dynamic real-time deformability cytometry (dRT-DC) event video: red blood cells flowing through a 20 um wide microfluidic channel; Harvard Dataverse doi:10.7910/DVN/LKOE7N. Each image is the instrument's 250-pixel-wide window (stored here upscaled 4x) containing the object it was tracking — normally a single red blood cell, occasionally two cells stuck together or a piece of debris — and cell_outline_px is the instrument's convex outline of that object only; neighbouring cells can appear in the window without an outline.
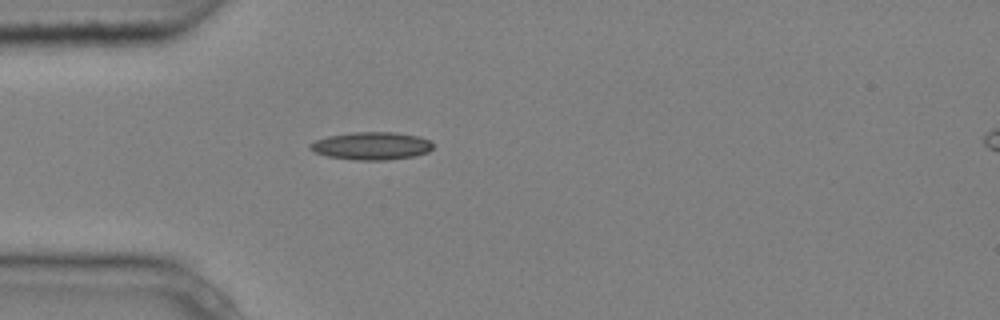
{"species": "common noctule bat (a hibernating species)", "species_latin": "Nyctalus noctula", "temperature_condition": "cold", "stored_images_in_passage": 1, "camera_frame_rate_fps": 3000, "um_per_image_px": 0.085, "animal": {"sex": "male", "body_mass_g": 20.4}, "frame": {"image": 1, "passage_image": 1, "time_ms": 0.0, "image_size_px": [1000, 320], "cell_outline_px": [[432, 148], [428, 152], [412, 156], [384, 160], [356, 160], [328, 156], [316, 152], [308, 148], [308, 144], [316, 140], [328, 136], [352, 132], [396, 132], [420, 136], [428, 140], [432, 144]], "centroid_in_image_um": [31.56, 12.39], "position_along_channel_um": 53.4, "area_um2": 19.77}}